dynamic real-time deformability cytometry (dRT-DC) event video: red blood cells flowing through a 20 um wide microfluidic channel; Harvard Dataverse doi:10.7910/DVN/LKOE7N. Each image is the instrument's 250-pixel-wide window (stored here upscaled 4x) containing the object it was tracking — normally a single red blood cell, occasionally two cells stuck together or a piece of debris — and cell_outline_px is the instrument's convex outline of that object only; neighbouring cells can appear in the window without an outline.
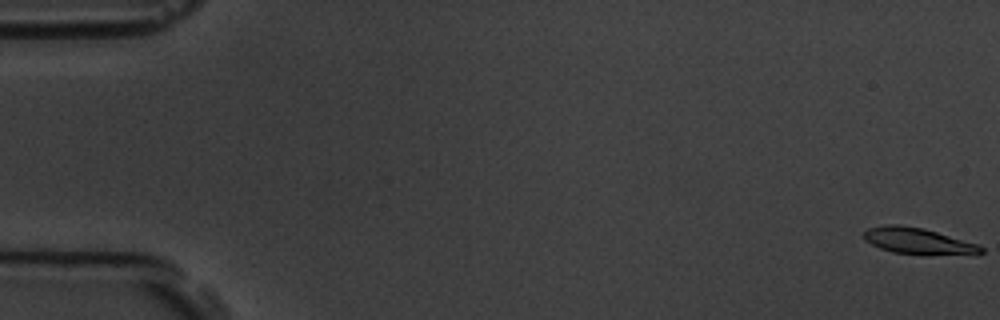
{"species": "common noctule bat (a hibernating species)", "species_latin": "Nyctalus noctula", "temperature_condition": "room temperature", "stored_images_in_passage": 5, "camera_frame_rate_fps": 3000, "um_per_image_px": 0.085, "animal": {"sex": "male", "body_mass_g": 19.5, "forearm_length_mm": 54.6}, "frame": {"image": 1, "passage_image": 1, "time_ms": 0.0, "image_size_px": [1000, 320], "cell_outline_px": [[984, 252], [928, 256], [924, 256], [892, 252], [880, 248], [864, 240], [864, 232], [868, 228], [884, 224], [900, 224], [924, 228], [976, 244], [984, 248]], "centroid_in_image_um": [77.97, 20.49], "position_along_channel_um": 7.0, "area_um2": 18.03}}
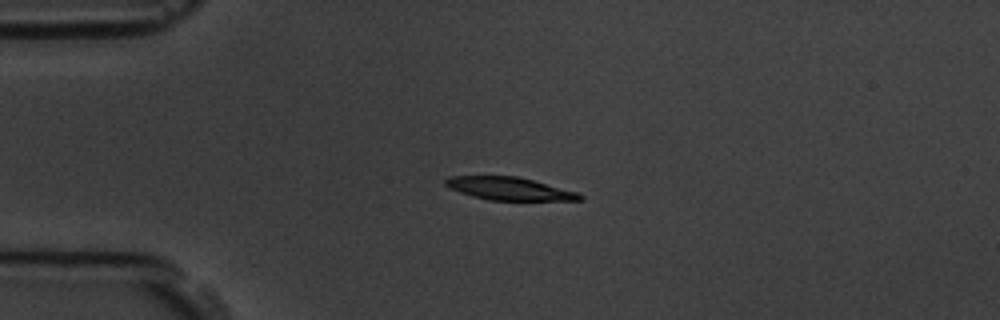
{"frame": {"image": 2, "passage_image": 4, "time_ms": 4.333, "image_size_px": [1000, 320], "cell_outline_px": [[584, 200], [488, 200], [472, 196], [448, 188], [444, 184], [444, 180], [448, 176], [516, 176], [580, 192], [584, 196]], "centroid_in_image_um": [43.3, 16.04], "position_along_channel_um": 41.7, "area_um2": 17.98}}